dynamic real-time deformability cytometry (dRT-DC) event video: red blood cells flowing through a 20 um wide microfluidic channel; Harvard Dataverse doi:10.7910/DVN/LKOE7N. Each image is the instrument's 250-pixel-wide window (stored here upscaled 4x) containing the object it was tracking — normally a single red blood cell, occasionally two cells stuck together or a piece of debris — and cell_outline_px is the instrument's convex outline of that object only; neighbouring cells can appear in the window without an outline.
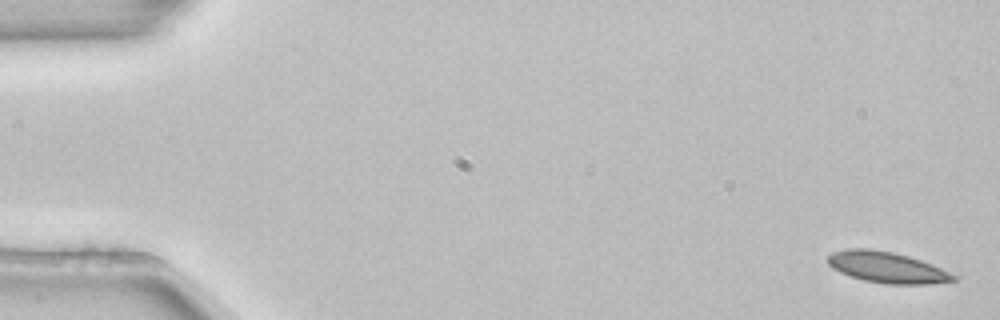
{"species": "common noctule bat (a hibernating species)", "species_latin": "Nyctalus noctula", "temperature_condition": "room temperature", "stored_images_in_passage": 3, "camera_frame_rate_fps": 3000, "um_per_image_px": 0.085, "animal": {"sex": "female", "body_mass_g": 22.7, "forearm_length_mm": 54.2}, "frame": {"image": 1, "passage_image": 1, "time_ms": 0.0, "image_size_px": [1000, 320], "cell_outline_px": [[956, 280], [928, 284], [888, 284], [864, 280], [840, 272], [832, 268], [828, 264], [828, 256], [832, 252], [848, 248], [868, 248], [892, 252], [908, 256], [932, 264], [956, 276]], "centroid_in_image_um": [75.36, 22.71], "position_along_channel_um": 9.6, "area_um2": 22.48}}